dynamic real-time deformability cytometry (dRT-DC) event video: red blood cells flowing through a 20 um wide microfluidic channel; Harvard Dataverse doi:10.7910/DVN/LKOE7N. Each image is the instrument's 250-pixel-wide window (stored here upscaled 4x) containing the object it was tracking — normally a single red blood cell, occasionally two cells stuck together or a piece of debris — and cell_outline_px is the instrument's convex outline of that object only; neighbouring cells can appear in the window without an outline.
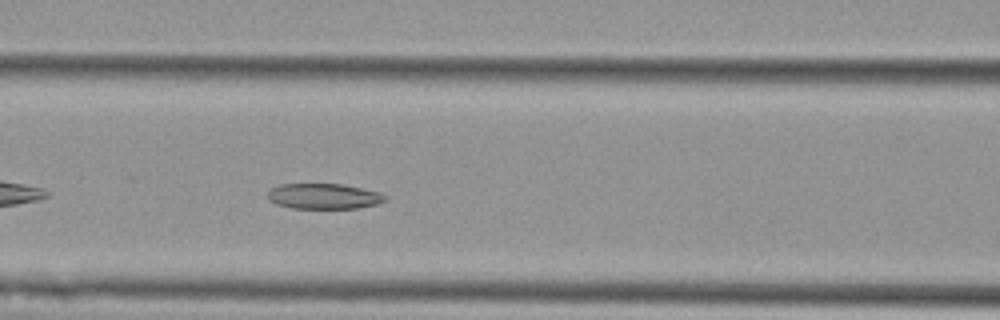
{"species": "Egyptian fruit bat (a non-hibernating species)", "species_latin": "Rousettus aegyptiacus", "temperature_condition": "cold", "stored_images_in_passage": 42, "camera_frame_rate_fps": 3000, "um_per_image_px": 0.085, "animal": {"sex": "female"}, "frame": {"image": 1, "passage_image": 9, "time_ms": 2.667, "image_size_px": [1000, 320], "cell_outline_px": [[388, 196], [384, 200], [376, 204], [356, 208], [292, 208], [276, 204], [268, 200], [268, 192], [272, 188], [280, 184], [344, 184], [380, 192]], "centroid_in_image_um": [27.52, 16.67], "position_along_channel_um": 139.1, "area_um2": 17.4}}
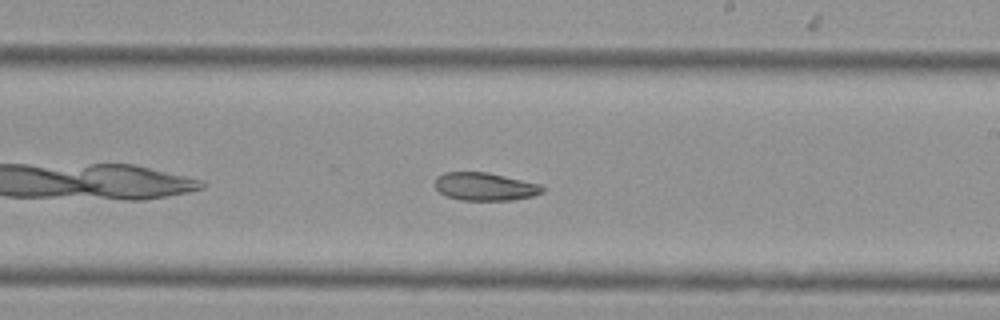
{"frame": {"image": 2, "passage_image": 18, "time_ms": 5.667, "image_size_px": [1000, 320], "cell_outline_px": [[544, 192], [532, 196], [512, 200], [460, 200], [448, 196], [440, 192], [436, 188], [436, 176], [444, 172], [488, 172], [540, 184], [544, 188]], "centroid_in_image_um": [41.23, 15.85], "position_along_channel_um": 247.8, "area_um2": 17.46}}
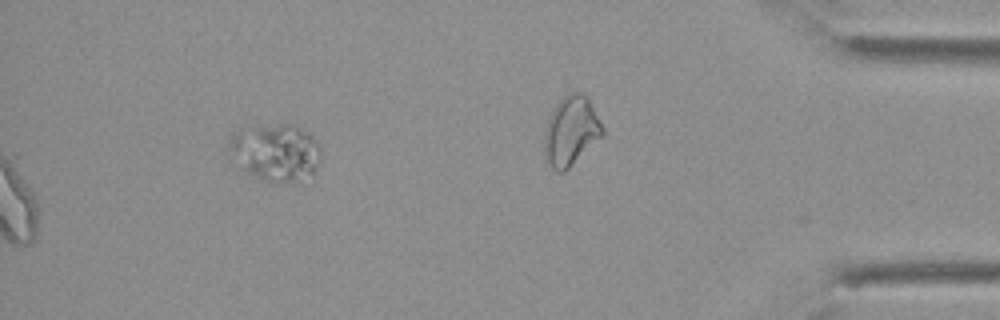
{"frame": {"image": 3, "passage_image": 42, "time_ms": 13.667, "image_size_px": [1000, 320], "cell_outline_px": [[320, 160], [316, 168], [312, 172], [292, 180], [264, 180], [244, 172], [240, 168], [228, 148], [228, 140], [232, 132], [236, 128], [256, 124], [292, 124], [308, 132], [320, 144]], "centroid_in_image_um": [23.34, 12.85], "position_along_channel_um": 411.9, "area_um2": 30.63}}